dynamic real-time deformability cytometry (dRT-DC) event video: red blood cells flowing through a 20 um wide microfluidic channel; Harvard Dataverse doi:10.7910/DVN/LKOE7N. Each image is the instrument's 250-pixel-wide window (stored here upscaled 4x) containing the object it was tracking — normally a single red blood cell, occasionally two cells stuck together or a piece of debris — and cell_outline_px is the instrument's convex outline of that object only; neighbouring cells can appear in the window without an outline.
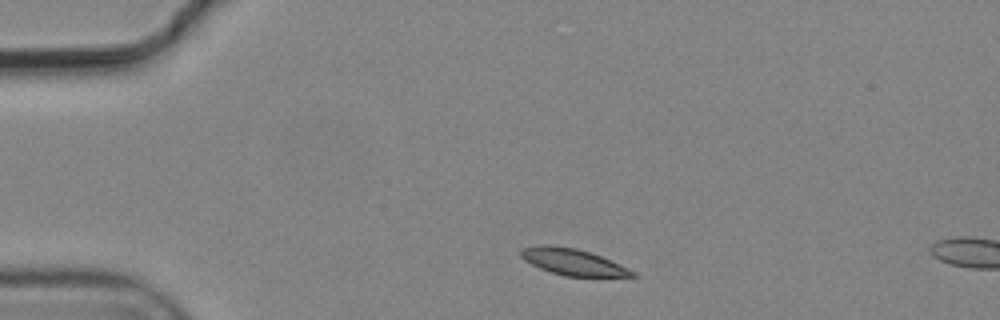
{"species": "common noctule bat (a hibernating species)", "species_latin": "Nyctalus noctula", "temperature_condition": "cold", "stored_images_in_passage": 2, "camera_frame_rate_fps": 3000, "um_per_image_px": 0.085, "animal": {"sex": "male", "body_mass_g": 19.2, "forearm_length_mm": 51.8}, "frame": {"image": 1, "passage_image": 1, "time_ms": 0.0, "image_size_px": [1000, 320], "cell_outline_px": [[636, 276], [564, 276], [540, 268], [524, 260], [520, 256], [520, 248], [544, 244], [548, 244], [576, 248], [600, 256], [636, 272]], "centroid_in_image_um": [48.63, 22.25], "position_along_channel_um": 36.4, "area_um2": 16.88}}